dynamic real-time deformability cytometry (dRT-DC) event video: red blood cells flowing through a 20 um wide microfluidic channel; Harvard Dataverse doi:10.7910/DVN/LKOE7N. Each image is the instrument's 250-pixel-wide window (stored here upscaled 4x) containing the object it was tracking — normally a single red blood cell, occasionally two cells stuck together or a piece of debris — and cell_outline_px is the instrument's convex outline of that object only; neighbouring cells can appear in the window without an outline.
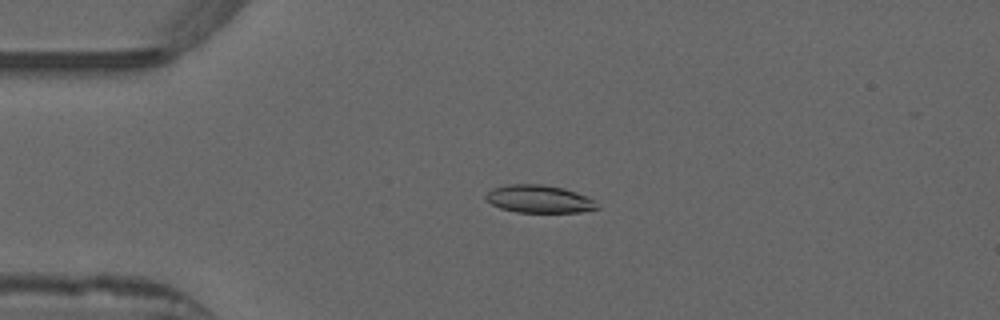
{"species": "common noctule bat (a hibernating species)", "species_latin": "Nyctalus noctula", "temperature_condition": "warm", "stored_images_in_passage": 53, "camera_frame_rate_fps": 3000, "um_per_image_px": 0.085, "animal": {"sex": "male", "forearm_length_mm": 52.5}, "frame": {"image": 1, "passage_image": 13, "time_ms": 4.0, "image_size_px": [1000, 320], "cell_outline_px": [[600, 208], [580, 212], [516, 212], [500, 208], [492, 204], [484, 196], [492, 188], [508, 184], [544, 184], [564, 188], [576, 192], [596, 200]], "centroid_in_image_um": [45.85, 16.91], "position_along_channel_um": 39.2, "area_um2": 18.09}}
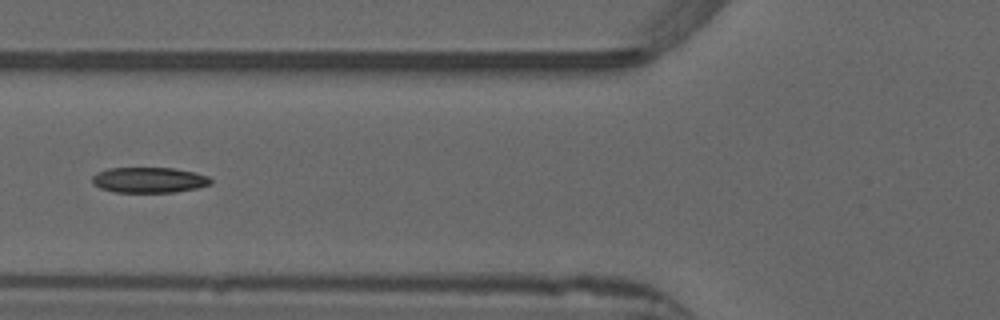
{"frame": {"image": 2, "passage_image": 21, "time_ms": 6.667, "image_size_px": [1000, 320], "cell_outline_px": [[212, 184], [196, 188], [176, 192], [112, 192], [100, 188], [92, 184], [92, 176], [96, 172], [108, 168], [172, 168], [192, 172], [208, 176], [212, 180]], "centroid_in_image_um": [12.63, 15.3], "position_along_channel_um": 113.2, "area_um2": 17.69}}
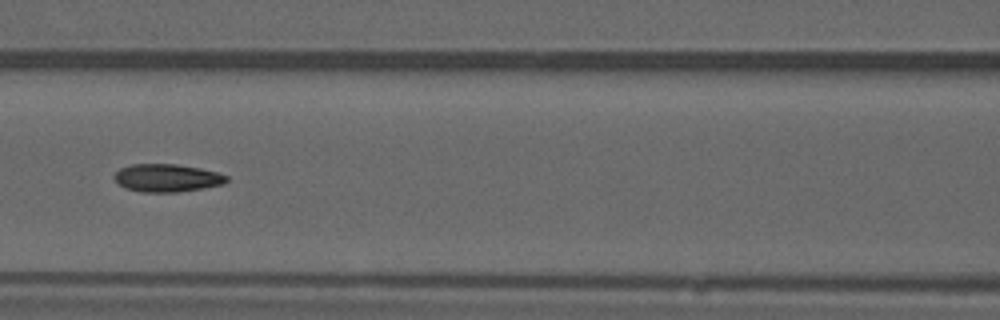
{"frame": {"image": 3, "passage_image": 24, "time_ms": 7.667, "image_size_px": [1000, 320], "cell_outline_px": [[228, 180], [224, 184], [204, 188], [176, 192], [140, 192], [124, 188], [112, 176], [120, 168], [132, 164], [176, 164], [200, 168], [216, 172], [228, 176]], "centroid_in_image_um": [14.19, 15.13], "position_along_channel_um": 152.4, "area_um2": 18.26}, "authors_computed_cell_mechanics": {"area_um2": 17.9758, "velocity_mm_per_s": 3.8958, "shape_relaxation_time_tau1_ms": null, "shape_relaxation_time_tau2_ms": 2.594, "deformation_change_tau1": null, "deformation_change_tau2": 0.0956}}